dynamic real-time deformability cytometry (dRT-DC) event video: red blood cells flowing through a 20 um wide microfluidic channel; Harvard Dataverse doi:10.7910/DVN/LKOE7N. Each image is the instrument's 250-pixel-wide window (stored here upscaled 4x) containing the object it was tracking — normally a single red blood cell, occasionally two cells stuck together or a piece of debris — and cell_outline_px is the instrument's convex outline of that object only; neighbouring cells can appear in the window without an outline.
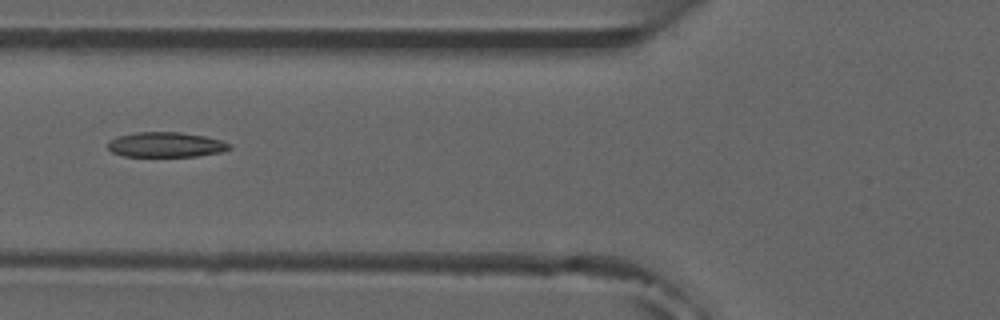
{"species": "common noctule bat (a hibernating species)", "species_latin": "Nyctalus noctula", "temperature_condition": "room temperature", "stored_images_in_passage": 5, "camera_frame_rate_fps": 3000, "um_per_image_px": 0.085, "animal": {"sex": "male", "forearm_length_mm": 52.5}, "frame": {"image": 1, "passage_image": 5, "time_ms": 5.333, "image_size_px": [1000, 320], "cell_outline_px": [[232, 148], [220, 152], [196, 156], [124, 156], [112, 152], [108, 148], [108, 140], [116, 136], [136, 132], [180, 132], [204, 136], [220, 140], [232, 144]], "centroid_in_image_um": [14.08, 12.29], "position_along_channel_um": 111.7, "area_um2": 17.74}}